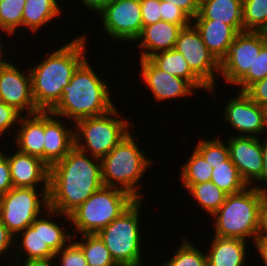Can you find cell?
Here are the masks:
<instances>
[{
	"instance_id": "44dd1931",
	"label": "cell",
	"mask_w": 267,
	"mask_h": 266,
	"mask_svg": "<svg viewBox=\"0 0 267 266\" xmlns=\"http://www.w3.org/2000/svg\"><path fill=\"white\" fill-rule=\"evenodd\" d=\"M208 242L207 266H248L250 254L247 250L253 247L248 241L213 235Z\"/></svg>"
},
{
	"instance_id": "ba28073f",
	"label": "cell",
	"mask_w": 267,
	"mask_h": 266,
	"mask_svg": "<svg viewBox=\"0 0 267 266\" xmlns=\"http://www.w3.org/2000/svg\"><path fill=\"white\" fill-rule=\"evenodd\" d=\"M117 105L109 112L74 124L75 146L92 157H105L132 129L131 119Z\"/></svg>"
},
{
	"instance_id": "8fae6325",
	"label": "cell",
	"mask_w": 267,
	"mask_h": 266,
	"mask_svg": "<svg viewBox=\"0 0 267 266\" xmlns=\"http://www.w3.org/2000/svg\"><path fill=\"white\" fill-rule=\"evenodd\" d=\"M174 49L184 56L191 71L210 89V97L218 101L215 87L219 81V62L209 52L192 23L180 31Z\"/></svg>"
},
{
	"instance_id": "ffe728a7",
	"label": "cell",
	"mask_w": 267,
	"mask_h": 266,
	"mask_svg": "<svg viewBox=\"0 0 267 266\" xmlns=\"http://www.w3.org/2000/svg\"><path fill=\"white\" fill-rule=\"evenodd\" d=\"M189 25H178L160 20L154 24L146 25L133 48L139 49V59H149L152 55L174 49L180 31ZM139 47V48H138Z\"/></svg>"
},
{
	"instance_id": "5b68a950",
	"label": "cell",
	"mask_w": 267,
	"mask_h": 266,
	"mask_svg": "<svg viewBox=\"0 0 267 266\" xmlns=\"http://www.w3.org/2000/svg\"><path fill=\"white\" fill-rule=\"evenodd\" d=\"M133 134L132 129L101 159L102 181L104 186L122 189L136 200H144L141 180L155 161L145 154Z\"/></svg>"
},
{
	"instance_id": "ee69618b",
	"label": "cell",
	"mask_w": 267,
	"mask_h": 266,
	"mask_svg": "<svg viewBox=\"0 0 267 266\" xmlns=\"http://www.w3.org/2000/svg\"><path fill=\"white\" fill-rule=\"evenodd\" d=\"M178 6L191 20L199 13L198 0H163Z\"/></svg>"
},
{
	"instance_id": "83f0119b",
	"label": "cell",
	"mask_w": 267,
	"mask_h": 266,
	"mask_svg": "<svg viewBox=\"0 0 267 266\" xmlns=\"http://www.w3.org/2000/svg\"><path fill=\"white\" fill-rule=\"evenodd\" d=\"M72 240L82 249L88 266H118L97 234L76 235Z\"/></svg>"
},
{
	"instance_id": "4dcf8cb0",
	"label": "cell",
	"mask_w": 267,
	"mask_h": 266,
	"mask_svg": "<svg viewBox=\"0 0 267 266\" xmlns=\"http://www.w3.org/2000/svg\"><path fill=\"white\" fill-rule=\"evenodd\" d=\"M211 182L227 195L239 193L248 187L230 158L213 168Z\"/></svg>"
},
{
	"instance_id": "277c9868",
	"label": "cell",
	"mask_w": 267,
	"mask_h": 266,
	"mask_svg": "<svg viewBox=\"0 0 267 266\" xmlns=\"http://www.w3.org/2000/svg\"><path fill=\"white\" fill-rule=\"evenodd\" d=\"M58 217L62 222L65 220L67 225L61 223ZM70 230L69 215L51 208L46 209L31 225L15 236L14 261L54 260L55 253L73 239Z\"/></svg>"
},
{
	"instance_id": "7dc6e473",
	"label": "cell",
	"mask_w": 267,
	"mask_h": 266,
	"mask_svg": "<svg viewBox=\"0 0 267 266\" xmlns=\"http://www.w3.org/2000/svg\"><path fill=\"white\" fill-rule=\"evenodd\" d=\"M253 246L257 252L256 254L259 256L258 258L261 259L262 266H267V235H259Z\"/></svg>"
},
{
	"instance_id": "4fadbf2b",
	"label": "cell",
	"mask_w": 267,
	"mask_h": 266,
	"mask_svg": "<svg viewBox=\"0 0 267 266\" xmlns=\"http://www.w3.org/2000/svg\"><path fill=\"white\" fill-rule=\"evenodd\" d=\"M265 44L260 31L239 32L228 46L224 58L219 62L224 84L234 87L249 71L261 47Z\"/></svg>"
},
{
	"instance_id": "74e56055",
	"label": "cell",
	"mask_w": 267,
	"mask_h": 266,
	"mask_svg": "<svg viewBox=\"0 0 267 266\" xmlns=\"http://www.w3.org/2000/svg\"><path fill=\"white\" fill-rule=\"evenodd\" d=\"M161 17L163 21L178 25H190L192 20L176 5L161 0Z\"/></svg>"
},
{
	"instance_id": "3957f363",
	"label": "cell",
	"mask_w": 267,
	"mask_h": 266,
	"mask_svg": "<svg viewBox=\"0 0 267 266\" xmlns=\"http://www.w3.org/2000/svg\"><path fill=\"white\" fill-rule=\"evenodd\" d=\"M89 61L87 58L77 68L69 84L63 88L60 101L50 111L74 124L84 118L105 114L117 105L112 99L115 97L108 78L98 74Z\"/></svg>"
},
{
	"instance_id": "f546056e",
	"label": "cell",
	"mask_w": 267,
	"mask_h": 266,
	"mask_svg": "<svg viewBox=\"0 0 267 266\" xmlns=\"http://www.w3.org/2000/svg\"><path fill=\"white\" fill-rule=\"evenodd\" d=\"M180 239H182L181 243L173 251L174 253L169 256L170 258L164 263L162 260V264L160 263L158 266H207L205 250L197 248L199 246H196L193 240L187 238V236Z\"/></svg>"
},
{
	"instance_id": "bcb514c9",
	"label": "cell",
	"mask_w": 267,
	"mask_h": 266,
	"mask_svg": "<svg viewBox=\"0 0 267 266\" xmlns=\"http://www.w3.org/2000/svg\"><path fill=\"white\" fill-rule=\"evenodd\" d=\"M1 35H2V37H1ZM3 36H4V38H3ZM9 37L11 39V37H17V36L16 35L13 36L11 33L6 31L5 29L0 28V67L10 63L12 61V59L17 58V56L12 58V56L10 57V55H8V52H9L10 49L8 48L9 46L5 42H6V39L9 38ZM3 39L5 41H3ZM6 45H7V47H6ZM7 50H8V52H6ZM8 57H10L11 60H9Z\"/></svg>"
},
{
	"instance_id": "e0dca14e",
	"label": "cell",
	"mask_w": 267,
	"mask_h": 266,
	"mask_svg": "<svg viewBox=\"0 0 267 266\" xmlns=\"http://www.w3.org/2000/svg\"><path fill=\"white\" fill-rule=\"evenodd\" d=\"M228 135L225 141L229 147L230 159L243 181L252 186L262 174V138Z\"/></svg>"
},
{
	"instance_id": "603a6c76",
	"label": "cell",
	"mask_w": 267,
	"mask_h": 266,
	"mask_svg": "<svg viewBox=\"0 0 267 266\" xmlns=\"http://www.w3.org/2000/svg\"><path fill=\"white\" fill-rule=\"evenodd\" d=\"M61 2L62 0H26L21 31H30V34L40 35L41 29L44 30L49 23L52 24L53 20H59L60 16L65 14L62 11L65 7L61 6L66 4Z\"/></svg>"
},
{
	"instance_id": "d4e9b609",
	"label": "cell",
	"mask_w": 267,
	"mask_h": 266,
	"mask_svg": "<svg viewBox=\"0 0 267 266\" xmlns=\"http://www.w3.org/2000/svg\"><path fill=\"white\" fill-rule=\"evenodd\" d=\"M243 0H201L199 13L193 19H210L243 31Z\"/></svg>"
},
{
	"instance_id": "52a82bcc",
	"label": "cell",
	"mask_w": 267,
	"mask_h": 266,
	"mask_svg": "<svg viewBox=\"0 0 267 266\" xmlns=\"http://www.w3.org/2000/svg\"><path fill=\"white\" fill-rule=\"evenodd\" d=\"M261 194L252 186L227 195L224 204L210 217L212 234L239 238L254 244L259 236V205ZM214 231V232H213Z\"/></svg>"
},
{
	"instance_id": "6da1fadb",
	"label": "cell",
	"mask_w": 267,
	"mask_h": 266,
	"mask_svg": "<svg viewBox=\"0 0 267 266\" xmlns=\"http://www.w3.org/2000/svg\"><path fill=\"white\" fill-rule=\"evenodd\" d=\"M103 186L101 160L74 146L50 167L49 208L69 215Z\"/></svg>"
},
{
	"instance_id": "9a60e30c",
	"label": "cell",
	"mask_w": 267,
	"mask_h": 266,
	"mask_svg": "<svg viewBox=\"0 0 267 266\" xmlns=\"http://www.w3.org/2000/svg\"><path fill=\"white\" fill-rule=\"evenodd\" d=\"M139 62L138 76L140 83L147 86L148 91L152 93L155 102H165L178 99L189 98L195 94L196 89L185 79L171 75L170 73L159 69L150 59H136Z\"/></svg>"
},
{
	"instance_id": "681fc988",
	"label": "cell",
	"mask_w": 267,
	"mask_h": 266,
	"mask_svg": "<svg viewBox=\"0 0 267 266\" xmlns=\"http://www.w3.org/2000/svg\"><path fill=\"white\" fill-rule=\"evenodd\" d=\"M10 265H12V266H55V261L54 260H49V261H14Z\"/></svg>"
},
{
	"instance_id": "484cf974",
	"label": "cell",
	"mask_w": 267,
	"mask_h": 266,
	"mask_svg": "<svg viewBox=\"0 0 267 266\" xmlns=\"http://www.w3.org/2000/svg\"><path fill=\"white\" fill-rule=\"evenodd\" d=\"M149 59L159 69L187 80L197 91L209 92L210 89L191 71L184 56L175 49L158 52Z\"/></svg>"
},
{
	"instance_id": "c3c4849f",
	"label": "cell",
	"mask_w": 267,
	"mask_h": 266,
	"mask_svg": "<svg viewBox=\"0 0 267 266\" xmlns=\"http://www.w3.org/2000/svg\"><path fill=\"white\" fill-rule=\"evenodd\" d=\"M76 1H78L77 5H79L80 3L79 6H82L88 12L91 11L94 12L97 16L111 0H76Z\"/></svg>"
},
{
	"instance_id": "836d02e7",
	"label": "cell",
	"mask_w": 267,
	"mask_h": 266,
	"mask_svg": "<svg viewBox=\"0 0 267 266\" xmlns=\"http://www.w3.org/2000/svg\"><path fill=\"white\" fill-rule=\"evenodd\" d=\"M243 31H261L267 26V0H243Z\"/></svg>"
},
{
	"instance_id": "d6a6232c",
	"label": "cell",
	"mask_w": 267,
	"mask_h": 266,
	"mask_svg": "<svg viewBox=\"0 0 267 266\" xmlns=\"http://www.w3.org/2000/svg\"><path fill=\"white\" fill-rule=\"evenodd\" d=\"M26 0H4L0 3V28L13 36L21 32Z\"/></svg>"
},
{
	"instance_id": "7402d4cb",
	"label": "cell",
	"mask_w": 267,
	"mask_h": 266,
	"mask_svg": "<svg viewBox=\"0 0 267 266\" xmlns=\"http://www.w3.org/2000/svg\"><path fill=\"white\" fill-rule=\"evenodd\" d=\"M13 134L12 147L43 161L44 111L22 115L16 132Z\"/></svg>"
},
{
	"instance_id": "7c38bea8",
	"label": "cell",
	"mask_w": 267,
	"mask_h": 266,
	"mask_svg": "<svg viewBox=\"0 0 267 266\" xmlns=\"http://www.w3.org/2000/svg\"><path fill=\"white\" fill-rule=\"evenodd\" d=\"M97 17L103 35L132 46L143 28L140 0H111Z\"/></svg>"
},
{
	"instance_id": "f1b7e54d",
	"label": "cell",
	"mask_w": 267,
	"mask_h": 266,
	"mask_svg": "<svg viewBox=\"0 0 267 266\" xmlns=\"http://www.w3.org/2000/svg\"><path fill=\"white\" fill-rule=\"evenodd\" d=\"M190 152L186 162L181 163L180 179L181 185H193L202 182L211 181L213 168L202 157V155L194 148ZM181 181V182H180Z\"/></svg>"
},
{
	"instance_id": "f907efd6",
	"label": "cell",
	"mask_w": 267,
	"mask_h": 266,
	"mask_svg": "<svg viewBox=\"0 0 267 266\" xmlns=\"http://www.w3.org/2000/svg\"><path fill=\"white\" fill-rule=\"evenodd\" d=\"M260 32L262 33L265 44L267 45V26H265Z\"/></svg>"
},
{
	"instance_id": "7a4b0ae2",
	"label": "cell",
	"mask_w": 267,
	"mask_h": 266,
	"mask_svg": "<svg viewBox=\"0 0 267 266\" xmlns=\"http://www.w3.org/2000/svg\"><path fill=\"white\" fill-rule=\"evenodd\" d=\"M83 33L71 41L45 51L40 62L28 66L31 76L32 95L40 111H51L62 97L63 88L69 84L74 72L88 58L89 39ZM50 50V51H49ZM38 62V63H37ZM32 66V67H31Z\"/></svg>"
},
{
	"instance_id": "2e32d148",
	"label": "cell",
	"mask_w": 267,
	"mask_h": 266,
	"mask_svg": "<svg viewBox=\"0 0 267 266\" xmlns=\"http://www.w3.org/2000/svg\"><path fill=\"white\" fill-rule=\"evenodd\" d=\"M26 67L25 70L13 61L0 67V100L23 115L40 111L33 99L31 76Z\"/></svg>"
},
{
	"instance_id": "ac0fdd59",
	"label": "cell",
	"mask_w": 267,
	"mask_h": 266,
	"mask_svg": "<svg viewBox=\"0 0 267 266\" xmlns=\"http://www.w3.org/2000/svg\"><path fill=\"white\" fill-rule=\"evenodd\" d=\"M1 147L3 150L0 148V151L8 159L13 187L49 189L50 168L40 158L21 152L15 147L10 149V153L4 150V145L1 144Z\"/></svg>"
},
{
	"instance_id": "f6af8a7d",
	"label": "cell",
	"mask_w": 267,
	"mask_h": 266,
	"mask_svg": "<svg viewBox=\"0 0 267 266\" xmlns=\"http://www.w3.org/2000/svg\"><path fill=\"white\" fill-rule=\"evenodd\" d=\"M259 235H267V192L261 194L260 198Z\"/></svg>"
},
{
	"instance_id": "e575fe53",
	"label": "cell",
	"mask_w": 267,
	"mask_h": 266,
	"mask_svg": "<svg viewBox=\"0 0 267 266\" xmlns=\"http://www.w3.org/2000/svg\"><path fill=\"white\" fill-rule=\"evenodd\" d=\"M267 77V45L261 47L259 55L256 57L253 66L248 73L235 85L236 91L245 92L252 84ZM238 87V88H237Z\"/></svg>"
},
{
	"instance_id": "9c48e42d",
	"label": "cell",
	"mask_w": 267,
	"mask_h": 266,
	"mask_svg": "<svg viewBox=\"0 0 267 266\" xmlns=\"http://www.w3.org/2000/svg\"><path fill=\"white\" fill-rule=\"evenodd\" d=\"M135 200L122 189L101 187L69 214L73 236L97 234L123 213Z\"/></svg>"
},
{
	"instance_id": "1f68e13d",
	"label": "cell",
	"mask_w": 267,
	"mask_h": 266,
	"mask_svg": "<svg viewBox=\"0 0 267 266\" xmlns=\"http://www.w3.org/2000/svg\"><path fill=\"white\" fill-rule=\"evenodd\" d=\"M220 135L223 134H219V136L217 135L213 139H210V137H200L196 145H194L195 149L212 168H215V166L224 163L230 158L227 142Z\"/></svg>"
},
{
	"instance_id": "7bdbcfd3",
	"label": "cell",
	"mask_w": 267,
	"mask_h": 266,
	"mask_svg": "<svg viewBox=\"0 0 267 266\" xmlns=\"http://www.w3.org/2000/svg\"><path fill=\"white\" fill-rule=\"evenodd\" d=\"M262 156H263L262 174L259 177V179L252 185V187L260 194L267 192V136L266 138L263 137L262 139Z\"/></svg>"
},
{
	"instance_id": "4316f807",
	"label": "cell",
	"mask_w": 267,
	"mask_h": 266,
	"mask_svg": "<svg viewBox=\"0 0 267 266\" xmlns=\"http://www.w3.org/2000/svg\"><path fill=\"white\" fill-rule=\"evenodd\" d=\"M182 189L191 196V201L195 200L200 211L204 210L211 217L223 204L227 196L220 188L211 181L193 185H181Z\"/></svg>"
},
{
	"instance_id": "d590c367",
	"label": "cell",
	"mask_w": 267,
	"mask_h": 266,
	"mask_svg": "<svg viewBox=\"0 0 267 266\" xmlns=\"http://www.w3.org/2000/svg\"><path fill=\"white\" fill-rule=\"evenodd\" d=\"M22 115L15 107L0 100V140L11 135L14 137L12 133L16 132Z\"/></svg>"
},
{
	"instance_id": "d6986e66",
	"label": "cell",
	"mask_w": 267,
	"mask_h": 266,
	"mask_svg": "<svg viewBox=\"0 0 267 266\" xmlns=\"http://www.w3.org/2000/svg\"><path fill=\"white\" fill-rule=\"evenodd\" d=\"M69 122L50 111H44L43 162L49 168L62 160L75 146L74 123Z\"/></svg>"
},
{
	"instance_id": "cb8c5ba5",
	"label": "cell",
	"mask_w": 267,
	"mask_h": 266,
	"mask_svg": "<svg viewBox=\"0 0 267 266\" xmlns=\"http://www.w3.org/2000/svg\"><path fill=\"white\" fill-rule=\"evenodd\" d=\"M191 23L199 31L209 52L220 62L238 32L226 23L210 19H192Z\"/></svg>"
},
{
	"instance_id": "8992f818",
	"label": "cell",
	"mask_w": 267,
	"mask_h": 266,
	"mask_svg": "<svg viewBox=\"0 0 267 266\" xmlns=\"http://www.w3.org/2000/svg\"><path fill=\"white\" fill-rule=\"evenodd\" d=\"M145 200H135L123 213L114 219L97 235L109 250L111 257L118 266H145V250L141 231V221ZM142 208V209H141ZM143 241V242H142ZM144 249H143V248Z\"/></svg>"
},
{
	"instance_id": "b9f144b4",
	"label": "cell",
	"mask_w": 267,
	"mask_h": 266,
	"mask_svg": "<svg viewBox=\"0 0 267 266\" xmlns=\"http://www.w3.org/2000/svg\"><path fill=\"white\" fill-rule=\"evenodd\" d=\"M13 188L10 166L7 157L0 151V196Z\"/></svg>"
},
{
	"instance_id": "8d00e7d4",
	"label": "cell",
	"mask_w": 267,
	"mask_h": 266,
	"mask_svg": "<svg viewBox=\"0 0 267 266\" xmlns=\"http://www.w3.org/2000/svg\"><path fill=\"white\" fill-rule=\"evenodd\" d=\"M54 261L55 266H88L82 249L73 240L55 253Z\"/></svg>"
},
{
	"instance_id": "60d3db41",
	"label": "cell",
	"mask_w": 267,
	"mask_h": 266,
	"mask_svg": "<svg viewBox=\"0 0 267 266\" xmlns=\"http://www.w3.org/2000/svg\"><path fill=\"white\" fill-rule=\"evenodd\" d=\"M244 93L261 107L267 108V77L252 84Z\"/></svg>"
},
{
	"instance_id": "f35d334b",
	"label": "cell",
	"mask_w": 267,
	"mask_h": 266,
	"mask_svg": "<svg viewBox=\"0 0 267 266\" xmlns=\"http://www.w3.org/2000/svg\"><path fill=\"white\" fill-rule=\"evenodd\" d=\"M143 27L154 24L161 17V0H140Z\"/></svg>"
},
{
	"instance_id": "ab89813d",
	"label": "cell",
	"mask_w": 267,
	"mask_h": 266,
	"mask_svg": "<svg viewBox=\"0 0 267 266\" xmlns=\"http://www.w3.org/2000/svg\"><path fill=\"white\" fill-rule=\"evenodd\" d=\"M14 239L15 236L0 221V259L2 257L5 258V262L8 260H10L12 263L14 262Z\"/></svg>"
},
{
	"instance_id": "30bf717a",
	"label": "cell",
	"mask_w": 267,
	"mask_h": 266,
	"mask_svg": "<svg viewBox=\"0 0 267 266\" xmlns=\"http://www.w3.org/2000/svg\"><path fill=\"white\" fill-rule=\"evenodd\" d=\"M49 189L15 188L0 197V221L16 236L49 208Z\"/></svg>"
},
{
	"instance_id": "5bb4252c",
	"label": "cell",
	"mask_w": 267,
	"mask_h": 266,
	"mask_svg": "<svg viewBox=\"0 0 267 266\" xmlns=\"http://www.w3.org/2000/svg\"><path fill=\"white\" fill-rule=\"evenodd\" d=\"M224 104V122L234 132L232 136L261 138L267 136L266 108L252 101L244 92L235 93ZM236 132V133H235Z\"/></svg>"
}]
</instances>
